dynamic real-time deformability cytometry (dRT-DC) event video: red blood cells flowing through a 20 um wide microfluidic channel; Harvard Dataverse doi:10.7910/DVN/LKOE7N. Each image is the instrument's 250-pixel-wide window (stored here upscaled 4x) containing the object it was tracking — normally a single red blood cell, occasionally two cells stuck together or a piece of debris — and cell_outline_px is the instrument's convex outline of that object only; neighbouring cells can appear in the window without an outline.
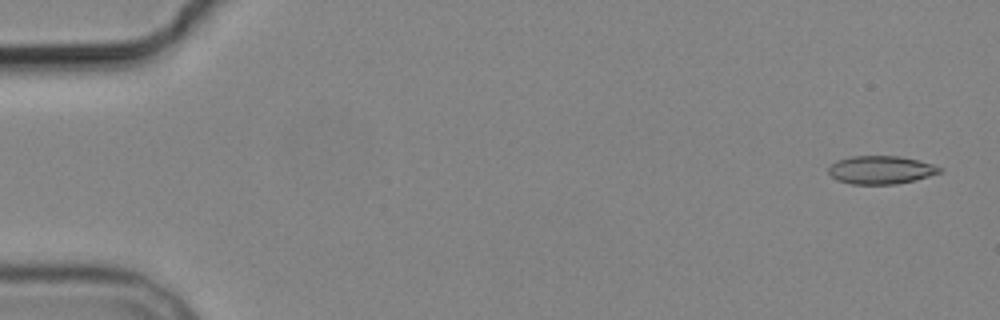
{"species": "common noctule bat (a hibernating species)", "species_latin": "Nyctalus noctula", "temperature_condition": "cold", "stored_images_in_passage": 5, "camera_frame_rate_fps": 3000, "um_per_image_px": 0.085, "animal": {"sex": "male", "body_mass_g": 19.2, "forearm_length_mm": 51.8}, "frame": {"image": 1, "passage_image": 1, "time_ms": 0.0, "image_size_px": [1000, 320], "cell_outline_px": [[944, 172], [916, 180], [896, 184], [852, 184], [840, 180], [832, 176], [828, 172], [828, 168], [836, 160], [852, 156], [900, 156], [932, 164], [944, 168]], "centroid_in_image_um": [74.92, 14.44], "position_along_channel_um": 10.1, "area_um2": 18.26}}
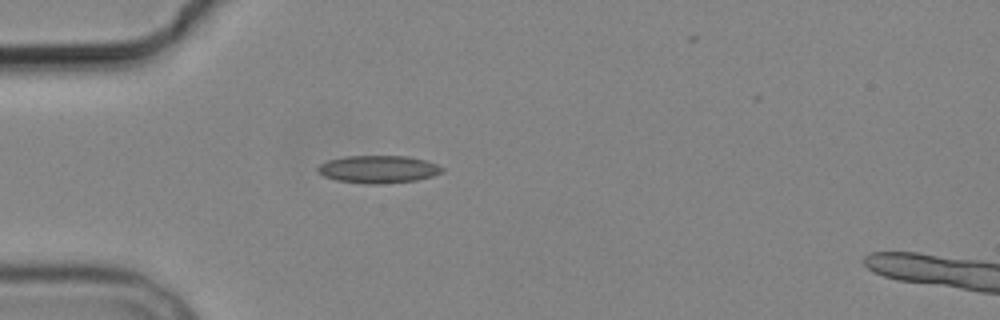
{"frame": {"image": 2, "passage_image": 5, "time_ms": 4.667, "image_size_px": [1000, 320], "cell_outline_px": [[444, 172], [432, 176], [416, 180], [376, 184], [368, 184], [336, 180], [324, 176], [316, 168], [320, 164], [328, 160], [344, 156], [408, 156], [424, 160], [436, 164], [444, 168]], "centroid_in_image_um": [32.16, 14.38], "position_along_channel_um": 52.8, "area_um2": 19.88}}